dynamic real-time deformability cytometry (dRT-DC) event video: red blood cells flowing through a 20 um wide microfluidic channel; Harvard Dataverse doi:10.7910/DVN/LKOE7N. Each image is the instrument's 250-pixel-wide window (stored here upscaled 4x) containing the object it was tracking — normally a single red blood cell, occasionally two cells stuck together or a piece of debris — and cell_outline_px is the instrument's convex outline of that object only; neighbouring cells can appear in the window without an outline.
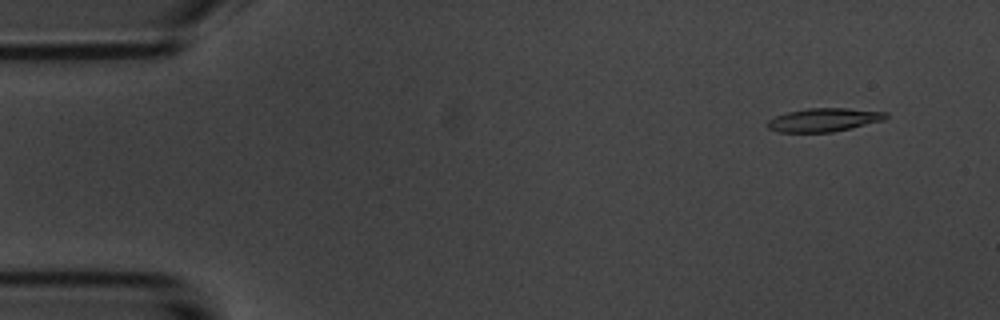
{"species": "common noctule bat (a hibernating species)", "species_latin": "Nyctalus noctula", "temperature_condition": "room temperature", "stored_images_in_passage": 5, "camera_frame_rate_fps": 3000, "um_per_image_px": 0.085, "animal": {"sex": "male", "body_mass_g": 20.1, "forearm_length_mm": 53.5}, "frame": {"image": 1, "passage_image": 1, "time_ms": 0.0, "image_size_px": [1000, 320], "cell_outline_px": [[888, 116], [884, 120], [832, 132], [780, 132], [768, 128], [768, 120], [776, 116], [788, 112], [808, 108], [848, 108], [888, 112]], "centroid_in_image_um": [70.05, 10.18], "position_along_channel_um": 14.9, "area_um2": 16.01}}
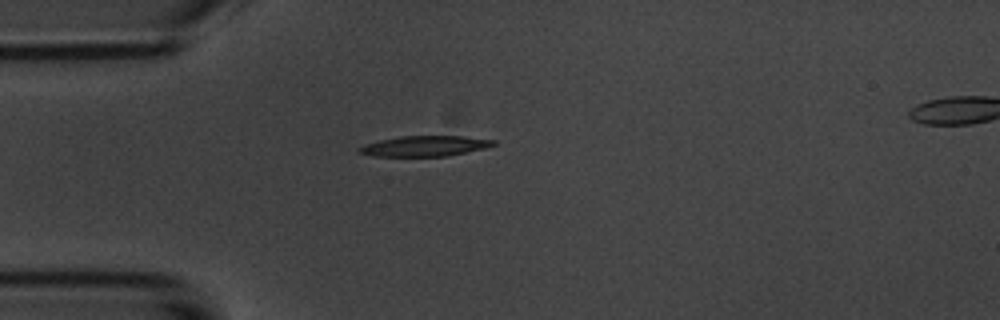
{"frame": {"image": 2, "passage_image": 4, "time_ms": 3.333, "image_size_px": [1000, 320], "cell_outline_px": [[496, 144], [484, 148], [448, 156], [372, 156], [360, 152], [356, 148], [364, 144], [380, 140], [400, 136], [460, 136], [496, 140]], "centroid_in_image_um": [36.08, 12.41], "position_along_channel_um": 48.9, "area_um2": 15.9}}